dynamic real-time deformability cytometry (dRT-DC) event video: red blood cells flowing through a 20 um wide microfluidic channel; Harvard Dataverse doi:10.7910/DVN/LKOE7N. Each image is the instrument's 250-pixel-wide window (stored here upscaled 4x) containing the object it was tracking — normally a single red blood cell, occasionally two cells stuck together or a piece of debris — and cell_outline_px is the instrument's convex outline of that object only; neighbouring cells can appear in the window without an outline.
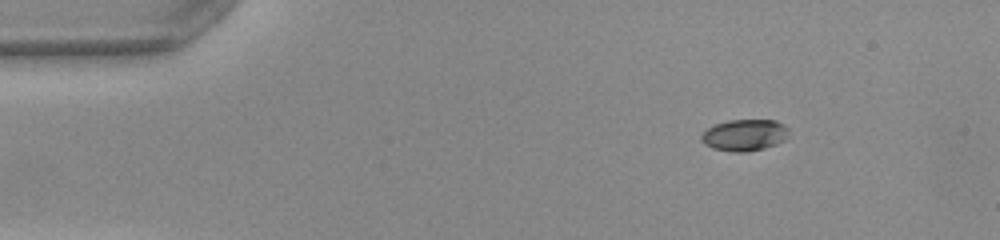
{"species": "common noctule bat (a hibernating species)", "species_latin": "Nyctalus noctula", "temperature_condition": "warm", "stored_images_in_passage": 45, "camera_frame_rate_fps": 3000, "um_per_image_px": 0.085, "animal": {"sex": "female", "body_mass_g": 22.0, "forearm_length_mm": 56.7}, "frame": {"image": 1, "passage_image": 1, "time_ms": 0.0, "image_size_px": [1000, 240], "cell_outline_px": [[788, 136], [784, 140], [776, 144], [764, 148], [748, 152], [732, 152], [712, 148], [704, 144], [700, 140], [700, 136], [708, 128], [716, 124], [728, 120], [776, 120], [784, 124], [788, 128]], "centroid_in_image_um": [63.29, 11.49], "position_along_channel_um": 21.7, "area_um2": 16.18}}
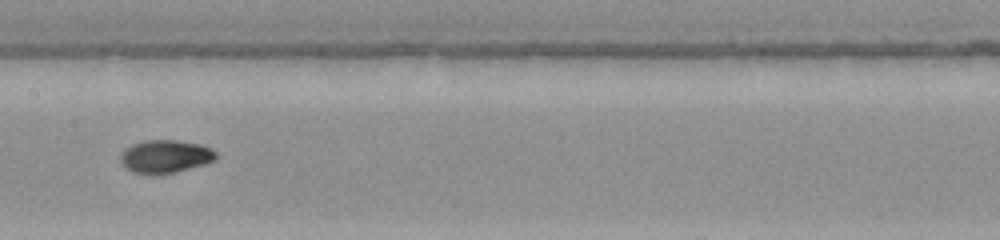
{"frame": {"image": 2, "passage_image": 20, "time_ms": 6.333, "image_size_px": [1000, 240], "cell_outline_px": [[216, 160], [204, 164], [176, 172], [132, 172], [124, 168], [120, 160], [120, 156], [132, 144], [148, 140], [176, 140], [200, 144], [216, 152]], "centroid_in_image_um": [14.07, 13.28], "position_along_channel_um": 193.3, "area_um2": 17.8}}
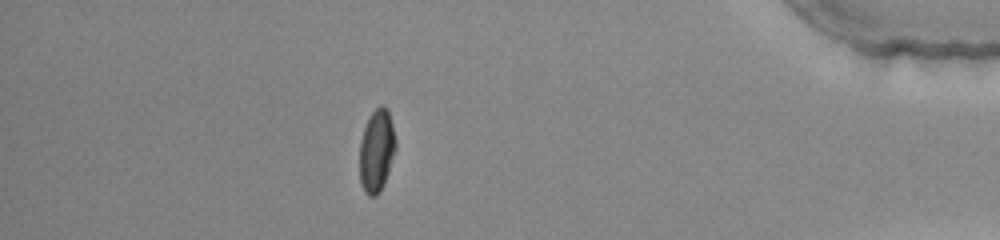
{"frame": {"image": 3, "passage_image": 39, "time_ms": 12.667, "image_size_px": [1000, 240], "cell_outline_px": [[396, 148], [384, 184], [376, 196], [368, 196], [364, 192], [360, 184], [360, 140], [364, 128], [372, 112], [380, 104], [384, 104], [388, 108], [392, 124], [396, 144]], "centroid_in_image_um": [32.01, 12.8], "position_along_channel_um": 403.2, "area_um2": 17.4}, "authors_computed_cell_mechanics": {"area_um2": 17.2244, "velocity_mm_per_s": 4.03, "shape_relaxation_time_tau1_ms": 3.3802, "shape_relaxation_time_tau2_ms": 1.8447, "deformation_change_tau1": 0.1755, "deformation_change_tau2": 0.0383}}